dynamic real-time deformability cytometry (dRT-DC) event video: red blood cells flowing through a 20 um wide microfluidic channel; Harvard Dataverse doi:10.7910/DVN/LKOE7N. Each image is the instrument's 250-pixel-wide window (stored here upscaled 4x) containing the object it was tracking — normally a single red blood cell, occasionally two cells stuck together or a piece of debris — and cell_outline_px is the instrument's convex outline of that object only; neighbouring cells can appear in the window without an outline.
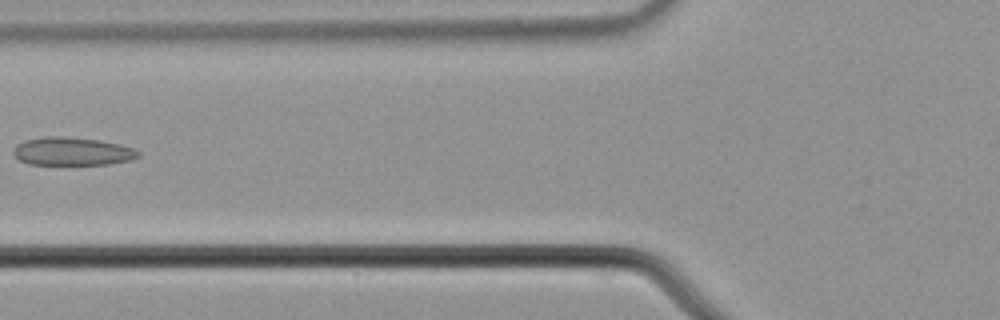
{"species": "common noctule bat (a hibernating species)", "species_latin": "Nyctalus noctula", "temperature_condition": "cold", "stored_images_in_passage": 8, "camera_frame_rate_fps": 3000, "um_per_image_px": 0.085, "animal": {"sex": "male", "body_mass_g": 21.5, "forearm_length_mm": 52.0}, "frame": {"image": 1, "passage_image": 7, "time_ms": 2.0, "image_size_px": [1000, 320], "cell_outline_px": [[140, 156], [132, 160], [108, 164], [28, 164], [20, 160], [12, 152], [16, 144], [24, 140], [48, 136], [60, 136], [100, 140], [120, 144], [132, 148], [140, 152]], "centroid_in_image_um": [6.14, 12.86], "position_along_channel_um": 119.7, "area_um2": 20.46}}
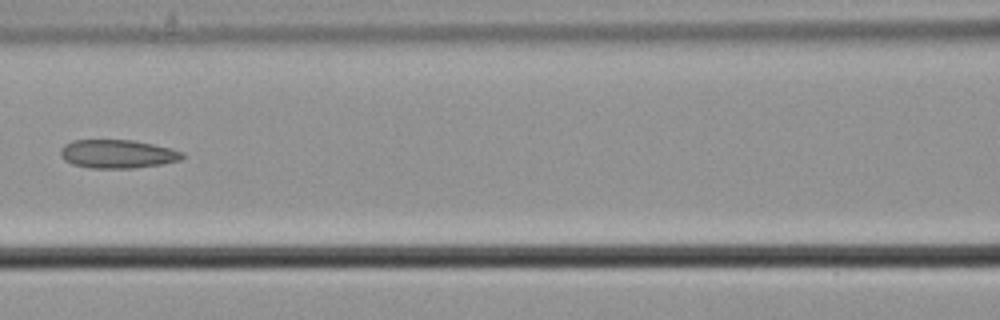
{"frame": {"image": 2, "passage_image": 8, "time_ms": 2.333, "image_size_px": [1000, 320], "cell_outline_px": [[184, 156], [180, 160], [164, 164], [132, 168], [88, 168], [72, 164], [64, 160], [60, 156], [60, 148], [64, 144], [72, 140], [132, 140], [172, 148], [184, 152]], "centroid_in_image_um": [9.98, 13.09], "position_along_channel_um": 156.6, "area_um2": 20.46}}